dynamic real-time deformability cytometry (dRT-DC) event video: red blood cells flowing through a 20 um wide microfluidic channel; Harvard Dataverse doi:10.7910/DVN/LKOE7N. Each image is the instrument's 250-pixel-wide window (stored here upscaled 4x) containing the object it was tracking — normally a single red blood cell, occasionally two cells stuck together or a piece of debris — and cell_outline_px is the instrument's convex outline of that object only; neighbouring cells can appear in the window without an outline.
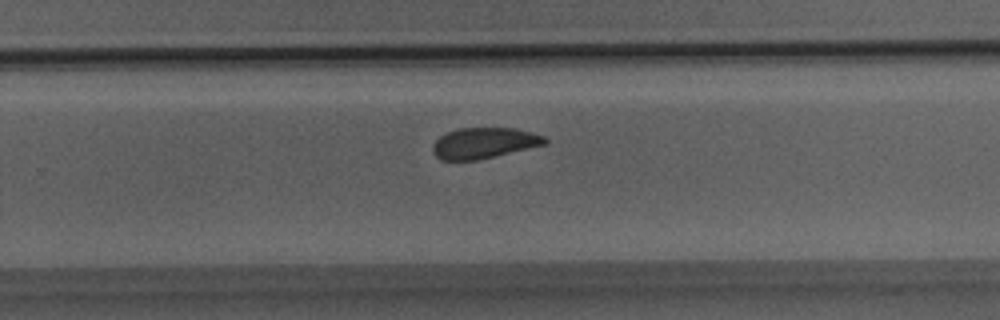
{"species": "Egyptian fruit bat (a non-hibernating species)", "species_latin": "Rousettus aegyptiacus", "temperature_condition": "room temperature", "stored_images_in_passage": 27, "camera_frame_rate_fps": 3000, "um_per_image_px": 0.085, "animal": {"sex": "male"}, "frame": {"image": 1, "passage_image": 15, "time_ms": 4.667, "image_size_px": [1000, 320], "cell_outline_px": [[548, 144], [480, 160], [440, 160], [432, 152], [432, 144], [440, 136], [448, 132], [460, 128], [516, 128], [532, 132], [544, 136], [548, 140]], "centroid_in_image_um": [41.17, 12.17], "position_along_channel_um": 288.6, "area_um2": 20.4}}
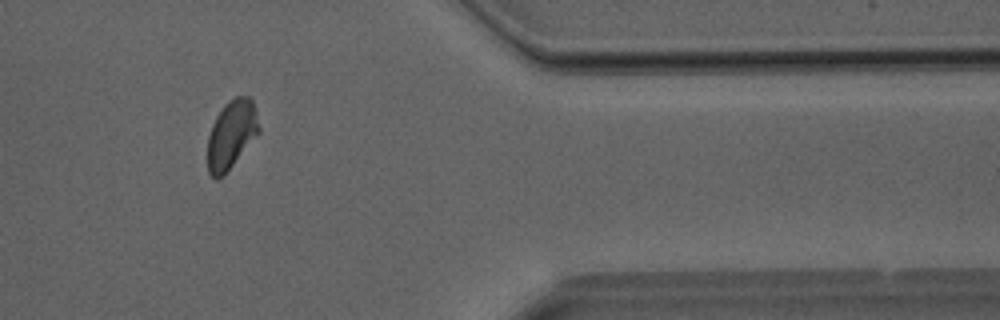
{"frame": {"image": 2, "passage_image": 22, "time_ms": 7.0, "image_size_px": [1000, 320], "cell_outline_px": [[260, 132], [224, 176], [216, 180], [208, 172], [208, 136], [212, 124], [216, 116], [224, 104], [228, 100], [236, 96], [252, 96], [260, 128]], "centroid_in_image_um": [19.68, 11.42], "position_along_channel_um": 391.7, "area_um2": 20.75}}